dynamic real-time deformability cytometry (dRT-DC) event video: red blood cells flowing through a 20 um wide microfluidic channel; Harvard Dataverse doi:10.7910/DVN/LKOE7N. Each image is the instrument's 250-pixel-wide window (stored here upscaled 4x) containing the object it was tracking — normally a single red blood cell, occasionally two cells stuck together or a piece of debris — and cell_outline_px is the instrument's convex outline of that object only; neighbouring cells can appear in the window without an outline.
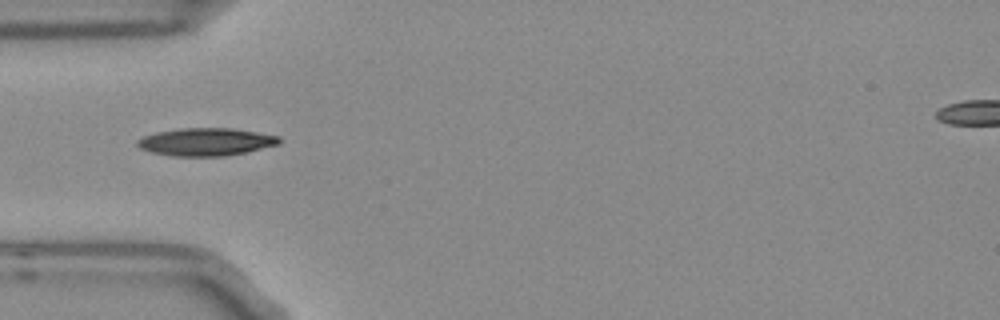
{"species": "Egyptian fruit bat (a non-hibernating species)", "species_latin": "Rousettus aegyptiacus", "temperature_condition": "room temperature", "stored_images_in_passage": 38, "camera_frame_rate_fps": 3000, "um_per_image_px": 0.085, "frame": {"image": 1, "passage_image": 1, "time_ms": 0.0, "image_size_px": [1000, 320], "cell_outline_px": [[280, 144], [248, 152], [224, 156], [172, 156], [152, 152], [140, 148], [136, 144], [136, 140], [144, 136], [156, 132], [180, 128], [232, 128], [280, 136]], "centroid_in_image_um": [17.51, 12.06], "position_along_channel_um": 67.5, "area_um2": 23.0}}
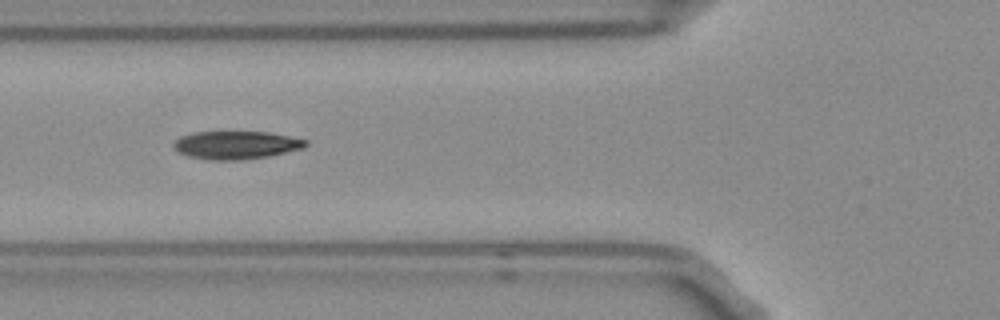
{"frame": {"image": 2, "passage_image": 4, "time_ms": 1.0, "image_size_px": [1000, 320], "cell_outline_px": [[308, 144], [304, 148], [268, 156], [240, 160], [212, 160], [188, 156], [180, 152], [172, 144], [180, 136], [192, 132], [268, 132], [308, 140]], "centroid_in_image_um": [20.08, 12.32], "position_along_channel_um": 105.7, "area_um2": 21.44}}
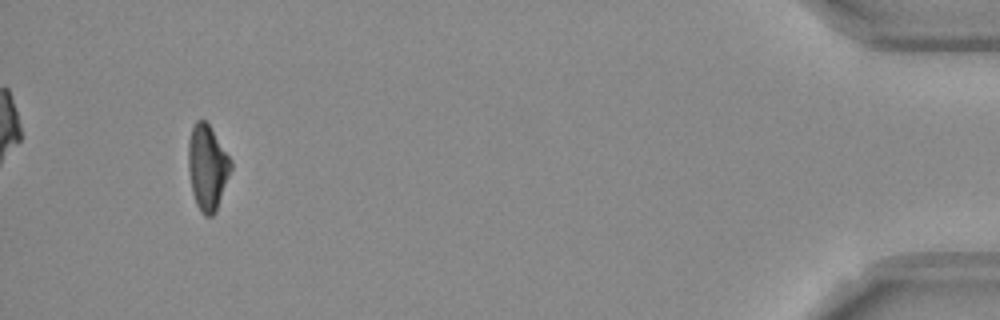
{"frame": {"image": 3, "passage_image": 35, "time_ms": 11.333, "image_size_px": [1000, 320], "cell_outline_px": [[232, 168], [216, 212], [212, 216], [204, 216], [200, 212], [196, 204], [192, 192], [188, 168], [188, 144], [192, 128], [196, 120], [204, 120], [208, 124], [232, 160]], "centroid_in_image_um": [17.63, 14.26], "position_along_channel_um": 417.6, "area_um2": 21.15}, "authors_computed_cell_mechanics": {"area_um2": 21.5883, "velocity_mm_per_s": 3.7629, "shape_relaxation_time_tau1_ms": 4.6317, "shape_relaxation_time_tau2_ms": 3.0491, "deformation_change_tau1": 0.1565, "deformation_change_tau2": 0.0969}}